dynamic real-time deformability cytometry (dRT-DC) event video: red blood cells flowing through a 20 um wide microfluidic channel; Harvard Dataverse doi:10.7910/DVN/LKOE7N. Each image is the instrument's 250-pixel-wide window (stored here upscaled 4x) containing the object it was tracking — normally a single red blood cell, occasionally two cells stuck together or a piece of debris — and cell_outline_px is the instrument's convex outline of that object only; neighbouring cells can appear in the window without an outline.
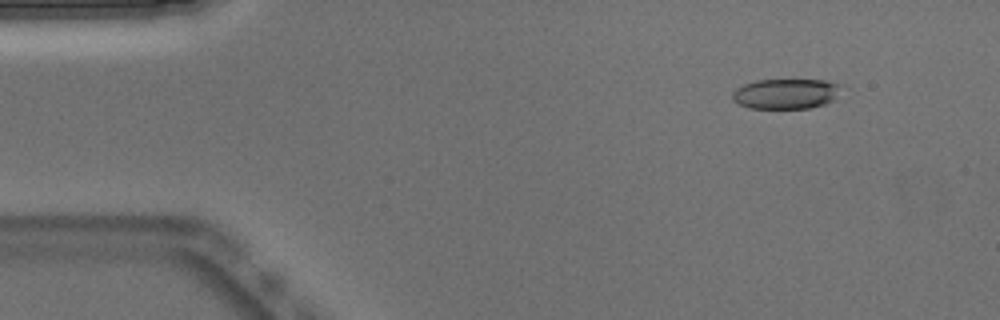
{"species": "Egyptian fruit bat (a non-hibernating species)", "species_latin": "Rousettus aegyptiacus", "temperature_condition": "warm", "stored_images_in_passage": 48, "camera_frame_rate_fps": 3000, "um_per_image_px": 0.085, "animal": {"sex": "male"}, "frame": {"image": 1, "passage_image": 3, "time_ms": 0.667, "image_size_px": [1000, 320], "cell_outline_px": [[840, 84], [832, 100], [824, 104], [808, 108], [748, 108], [732, 100], [732, 92], [736, 88], [744, 84], [756, 80], [824, 80]], "centroid_in_image_um": [66.72, 7.97], "position_along_channel_um": 18.3, "area_um2": 18.84}}
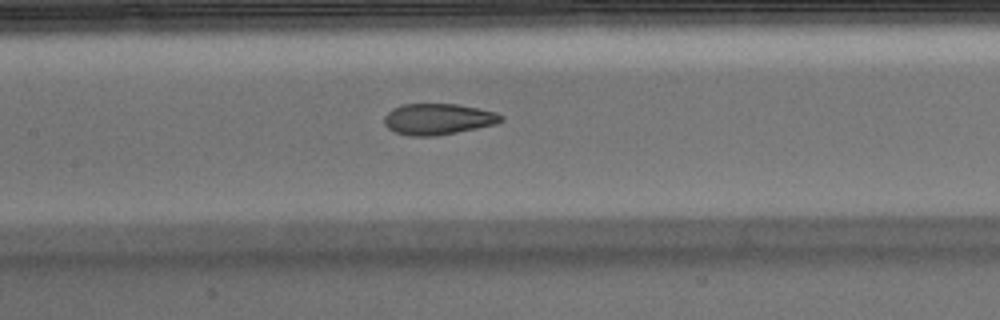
{"frame": {"image": 2, "passage_image": 21, "time_ms": 6.667, "image_size_px": [1000, 320], "cell_outline_px": [[504, 120], [496, 124], [436, 136], [412, 136], [396, 132], [388, 128], [384, 124], [384, 116], [392, 108], [404, 104], [460, 104], [480, 108], [496, 112], [504, 116]], "centroid_in_image_um": [37.25, 10.11], "position_along_channel_um": 170.1, "area_um2": 21.27}}
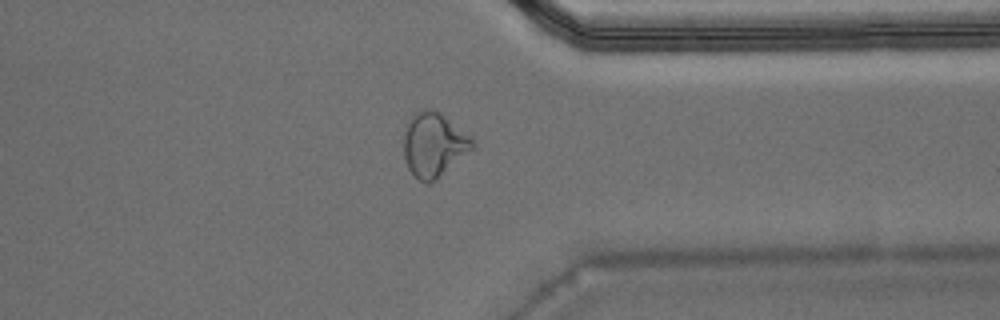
{"frame": {"image": 3, "passage_image": 37, "time_ms": 12.0, "image_size_px": [1000, 320], "cell_outline_px": [[476, 148], [436, 180], [428, 184], [420, 180], [408, 168], [404, 156], [404, 132], [412, 116], [428, 108], [432, 108], [440, 112], [468, 136], [476, 144]], "centroid_in_image_um": [36.9, 12.33], "position_along_channel_um": 374.5, "area_um2": 25.43}, "authors_computed_cell_mechanics": {"area_um2": 21.7039, "velocity_mm_per_s": 3.9239, "shape_relaxation_time_tau1_ms": null, "shape_relaxation_time_tau2_ms": 1.6603, "deformation_change_tau1": null, "deformation_change_tau2": 0.0866}}